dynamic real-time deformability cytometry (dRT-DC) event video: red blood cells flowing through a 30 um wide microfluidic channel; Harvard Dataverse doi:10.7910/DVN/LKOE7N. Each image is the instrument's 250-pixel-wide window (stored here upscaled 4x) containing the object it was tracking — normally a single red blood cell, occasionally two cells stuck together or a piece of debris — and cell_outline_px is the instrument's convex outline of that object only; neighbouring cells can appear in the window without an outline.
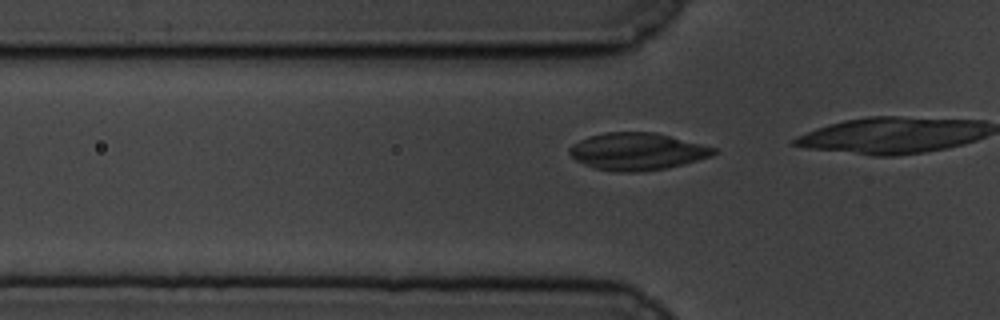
{"species": "common noctule bat (a hibernating species)", "species_latin": "Nyctalus noctula", "temperature_condition": "cold", "stored_images_in_passage": 12, "camera_frame_rate_fps": 3000, "um_per_image_px": 0.085, "animal": {"sex": "male", "body_mass_g": 19.5, "forearm_length_mm": 54.6}, "frame": {"image": 1, "passage_image": 10, "time_ms": 3.0, "image_size_px": [1000, 320], "cell_outline_px": [[716, 152], [708, 156], [684, 164], [664, 168], [636, 172], [616, 172], [592, 168], [576, 160], [568, 152], [568, 148], [572, 144], [588, 136], [604, 132], [656, 132], [716, 148]], "centroid_in_image_um": [54.09, 12.87], "position_along_channel_um": 71.7, "area_um2": 31.15}}